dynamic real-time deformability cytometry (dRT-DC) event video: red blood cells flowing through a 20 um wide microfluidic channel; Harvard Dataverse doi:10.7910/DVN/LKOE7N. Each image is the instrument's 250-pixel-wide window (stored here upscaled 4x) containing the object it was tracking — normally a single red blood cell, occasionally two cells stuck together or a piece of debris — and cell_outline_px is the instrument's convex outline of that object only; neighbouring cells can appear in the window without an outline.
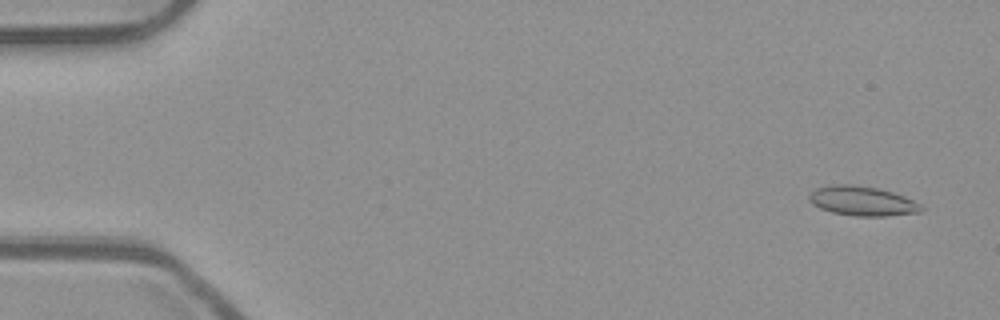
{"species": "common noctule bat (a hibernating species)", "species_latin": "Nyctalus noctula", "temperature_condition": "room temperature", "stored_images_in_passage": 14, "camera_frame_rate_fps": 3000, "um_per_image_px": 0.085, "animal": {"sex": "male", "body_mass_g": 23.1, "forearm_length_mm": 52.7}, "frame": {"image": 1, "passage_image": 2, "time_ms": 0.333, "image_size_px": [1000, 320], "cell_outline_px": [[924, 208], [920, 212], [884, 216], [852, 216], [832, 212], [820, 208], [812, 204], [808, 200], [808, 196], [816, 188], [832, 184], [852, 184], [880, 188], [904, 196], [920, 204]], "centroid_in_image_um": [73.27, 17.08], "position_along_channel_um": 11.7, "area_um2": 19.36}}